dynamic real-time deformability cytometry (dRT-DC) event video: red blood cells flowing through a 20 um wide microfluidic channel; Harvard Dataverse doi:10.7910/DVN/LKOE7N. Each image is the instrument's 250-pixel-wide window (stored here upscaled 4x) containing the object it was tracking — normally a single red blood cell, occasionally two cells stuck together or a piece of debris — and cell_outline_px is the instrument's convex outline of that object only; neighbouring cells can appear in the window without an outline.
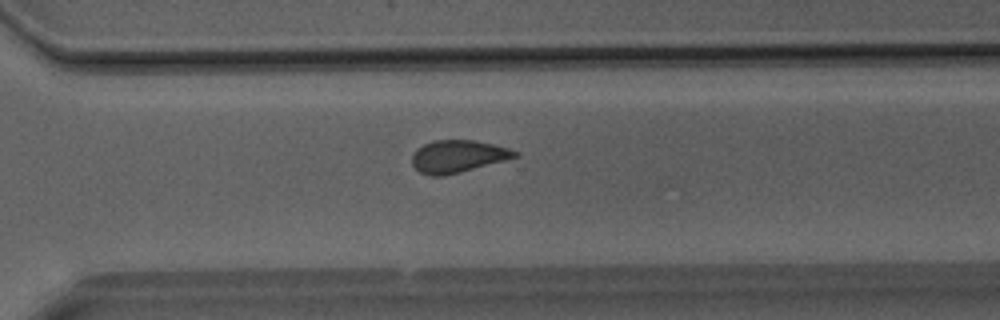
{"species": "Egyptian fruit bat (a non-hibernating species)", "species_latin": "Rousettus aegyptiacus", "temperature_condition": "room temperature", "stored_images_in_passage": 35, "camera_frame_rate_fps": 3000, "um_per_image_px": 0.085, "animal": {"sex": "male"}, "frame": {"image": 1, "passage_image": 24, "time_ms": 7.667, "image_size_px": [1000, 320], "cell_outline_px": [[520, 156], [460, 172], [444, 176], [428, 176], [420, 172], [412, 164], [412, 152], [416, 148], [432, 140], [476, 140], [508, 148], [520, 152]], "centroid_in_image_um": [38.9, 13.28], "position_along_channel_um": 331.7, "area_um2": 19.54}}
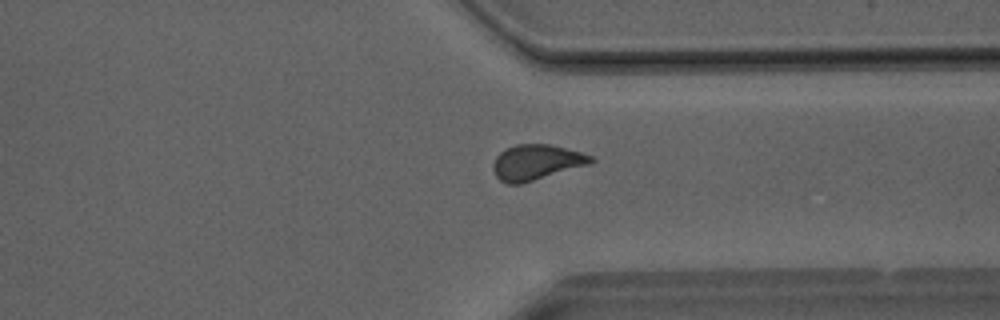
{"frame": {"image": 2, "passage_image": 26, "time_ms": 8.333, "image_size_px": [1000, 320], "cell_outline_px": [[596, 160], [592, 164], [520, 184], [508, 184], [500, 180], [496, 176], [492, 168], [492, 164], [496, 156], [504, 148], [516, 144], [548, 144], [580, 152], [592, 156]], "centroid_in_image_um": [45.58, 13.79], "position_along_channel_um": 365.8, "area_um2": 20.29}}
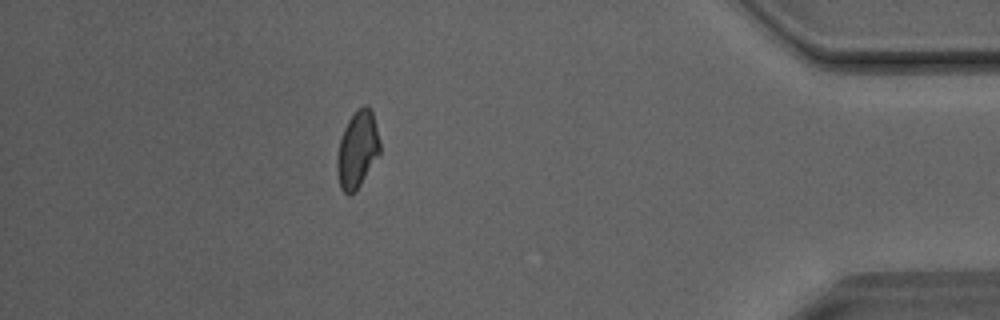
{"frame": {"image": 3, "passage_image": 31, "time_ms": 10.0, "image_size_px": [1000, 320], "cell_outline_px": [[380, 152], [356, 192], [348, 196], [340, 188], [336, 168], [336, 160], [340, 140], [344, 128], [348, 120], [356, 108], [364, 104], [368, 104], [372, 112], [380, 144]], "centroid_in_image_um": [30.36, 12.71], "position_along_channel_um": 404.8, "area_um2": 19.25}}